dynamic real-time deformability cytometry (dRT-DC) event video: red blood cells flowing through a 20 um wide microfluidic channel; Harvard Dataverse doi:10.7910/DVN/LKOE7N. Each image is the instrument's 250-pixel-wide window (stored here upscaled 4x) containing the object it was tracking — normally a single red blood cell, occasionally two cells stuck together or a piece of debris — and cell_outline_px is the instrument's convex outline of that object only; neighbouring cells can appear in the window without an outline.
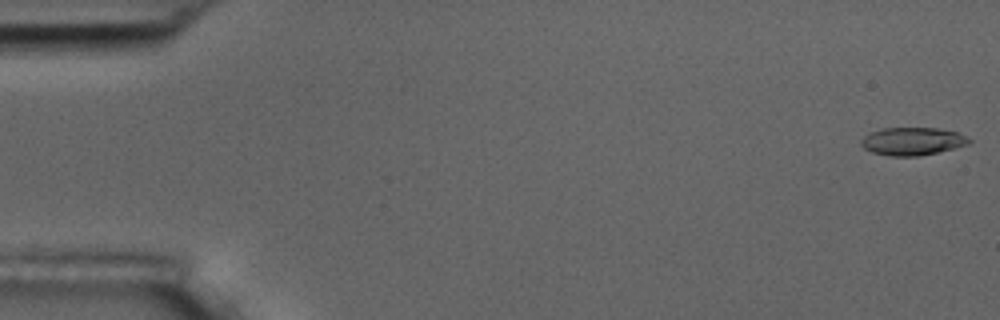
{"species": "common noctule bat (a hibernating species)", "species_latin": "Nyctalus noctula", "temperature_condition": "room temperature", "stored_images_in_passage": 11, "camera_frame_rate_fps": 3000, "um_per_image_px": 0.085, "animal": {"sex": "male", "body_mass_g": 17.5, "forearm_length_mm": 52.3}, "frame": {"image": 1, "passage_image": 1, "time_ms": 0.0, "image_size_px": [1000, 320], "cell_outline_px": [[972, 140], [968, 144], [920, 156], [888, 156], [872, 152], [864, 148], [860, 144], [860, 140], [868, 132], [884, 128], [936, 128], [956, 132]], "centroid_in_image_um": [77.49, 12.01], "position_along_channel_um": 7.5, "area_um2": 17.4}}
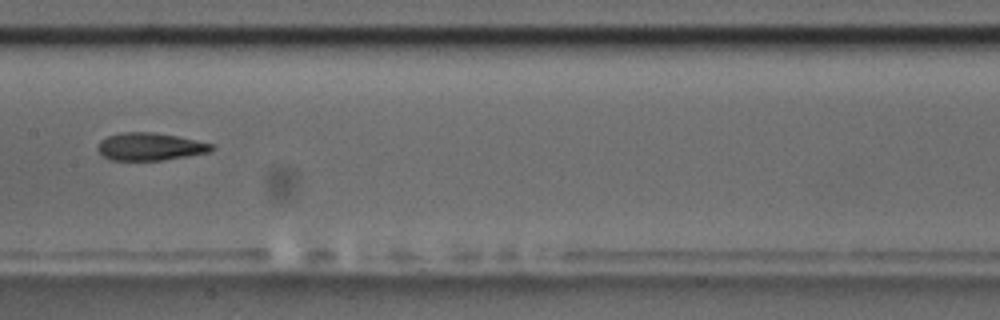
{"frame": {"image": 2, "passage_image": 8, "time_ms": 9.0, "image_size_px": [1000, 320], "cell_outline_px": [[216, 148], [208, 152], [188, 156], [164, 160], [108, 160], [96, 148], [100, 140], [108, 136], [120, 132], [152, 132], [176, 136], [212, 144]], "centroid_in_image_um": [12.72, 12.46], "position_along_channel_um": 194.7, "area_um2": 18.26}}
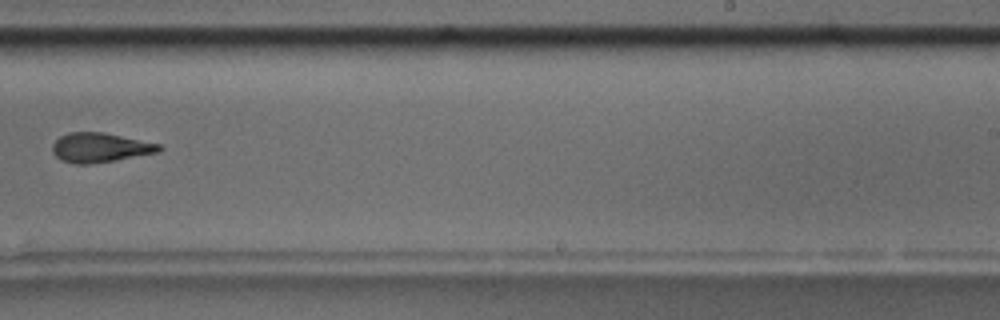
{"frame": {"image": 3, "passage_image": 10, "time_ms": 11.333, "image_size_px": [1000, 320], "cell_outline_px": [[164, 148], [160, 152], [116, 160], [88, 164], [72, 164], [60, 160], [52, 152], [52, 144], [60, 136], [68, 132], [104, 132], [160, 144]], "centroid_in_image_um": [8.5, 12.55], "position_along_channel_um": 280.5, "area_um2": 18.5}}